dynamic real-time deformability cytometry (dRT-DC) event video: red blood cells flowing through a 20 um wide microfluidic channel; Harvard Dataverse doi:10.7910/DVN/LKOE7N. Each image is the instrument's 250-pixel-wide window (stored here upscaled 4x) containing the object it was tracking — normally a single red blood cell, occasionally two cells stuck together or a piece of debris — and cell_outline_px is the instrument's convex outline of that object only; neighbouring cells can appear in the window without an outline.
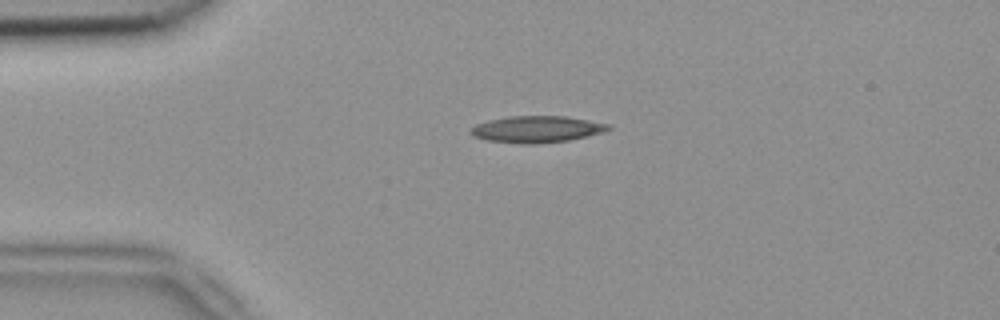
{"species": "common noctule bat (a hibernating species)", "species_latin": "Nyctalus noctula", "temperature_condition": "room temperature", "stored_images_in_passage": 3, "camera_frame_rate_fps": 3000, "um_per_image_px": 0.085, "animal": {"sex": "female", "body_mass_g": 18.4}, "frame": {"image": 1, "passage_image": 2, "time_ms": 0.333, "image_size_px": [1000, 320], "cell_outline_px": [[612, 128], [604, 132], [588, 136], [568, 140], [536, 144], [520, 144], [488, 140], [476, 136], [472, 132], [472, 128], [476, 124], [488, 120], [508, 116], [564, 116], [612, 124]], "centroid_in_image_um": [45.69, 10.98], "position_along_channel_um": 39.3, "area_um2": 21.27}}
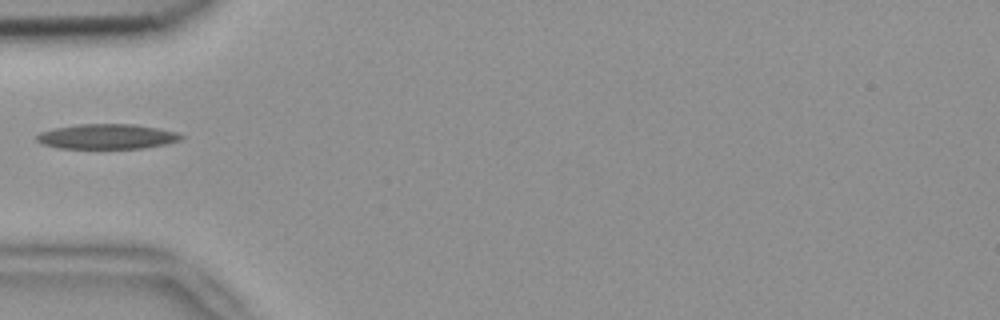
{"frame": {"image": 2, "passage_image": 3, "time_ms": 0.667, "image_size_px": [1000, 320], "cell_outline_px": [[184, 136], [180, 140], [164, 144], [144, 148], [60, 148], [40, 144], [36, 140], [36, 136], [40, 132], [56, 128], [76, 124], [132, 124], [156, 128], [176, 132]], "centroid_in_image_um": [9.05, 11.6], "position_along_channel_um": 75.9, "area_um2": 20.87}}